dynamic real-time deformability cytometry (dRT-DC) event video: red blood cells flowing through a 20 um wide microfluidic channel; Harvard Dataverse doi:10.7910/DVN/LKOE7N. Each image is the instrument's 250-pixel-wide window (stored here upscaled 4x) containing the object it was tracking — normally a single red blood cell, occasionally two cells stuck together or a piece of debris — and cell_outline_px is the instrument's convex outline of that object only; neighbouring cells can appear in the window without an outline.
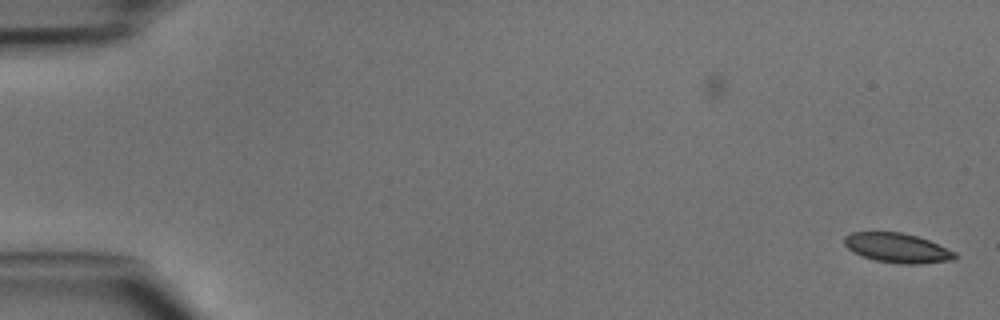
{"species": "common noctule bat (a hibernating species)", "species_latin": "Nyctalus noctula", "temperature_condition": "cold", "stored_images_in_passage": 48, "camera_frame_rate_fps": 3000, "um_per_image_px": 0.085, "animal": {"sex": "male", "body_mass_g": 15.6}, "frame": {"image": 1, "passage_image": 1, "time_ms": 0.0, "image_size_px": [1000, 320], "cell_outline_px": [[956, 256], [952, 260], [920, 264], [900, 264], [876, 260], [860, 256], [852, 252], [844, 244], [844, 236], [852, 232], [900, 232], [916, 236], [928, 240], [956, 252]], "centroid_in_image_um": [76.24, 21.08], "position_along_channel_um": 8.8, "area_um2": 19.02}}
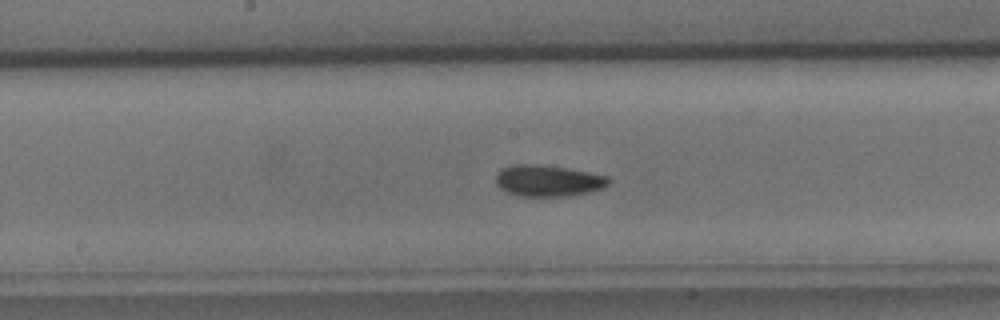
{"frame": {"image": 2, "passage_image": 25, "time_ms": 8.0, "image_size_px": [1000, 320], "cell_outline_px": [[612, 180], [608, 184], [600, 188], [588, 192], [564, 196], [520, 196], [508, 192], [500, 188], [496, 184], [496, 172], [500, 168], [512, 164], [536, 164], [568, 168], [608, 176]], "centroid_in_image_um": [46.54, 15.34], "position_along_channel_um": 201.7, "area_um2": 20.63}}
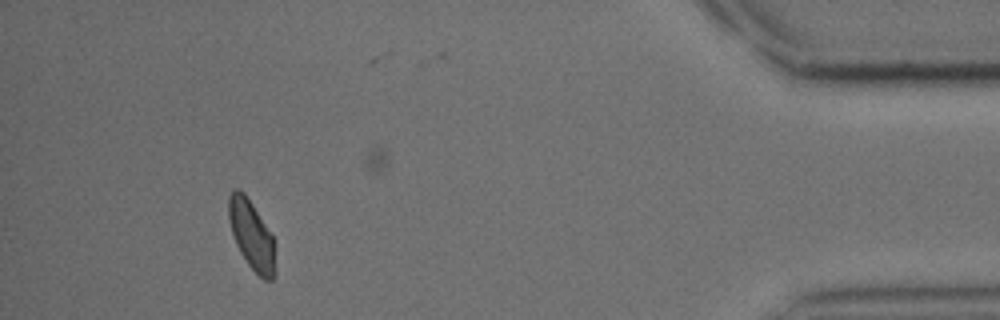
{"frame": {"image": 3, "passage_image": 44, "time_ms": 14.333, "image_size_px": [1000, 320], "cell_outline_px": [[276, 272], [272, 280], [264, 280], [248, 264], [240, 252], [236, 244], [228, 220], [228, 196], [232, 188], [240, 188], [244, 192], [252, 204], [272, 236], [276, 244]], "centroid_in_image_um": [21.39, 19.98], "position_along_channel_um": 413.8, "area_um2": 19.02}}